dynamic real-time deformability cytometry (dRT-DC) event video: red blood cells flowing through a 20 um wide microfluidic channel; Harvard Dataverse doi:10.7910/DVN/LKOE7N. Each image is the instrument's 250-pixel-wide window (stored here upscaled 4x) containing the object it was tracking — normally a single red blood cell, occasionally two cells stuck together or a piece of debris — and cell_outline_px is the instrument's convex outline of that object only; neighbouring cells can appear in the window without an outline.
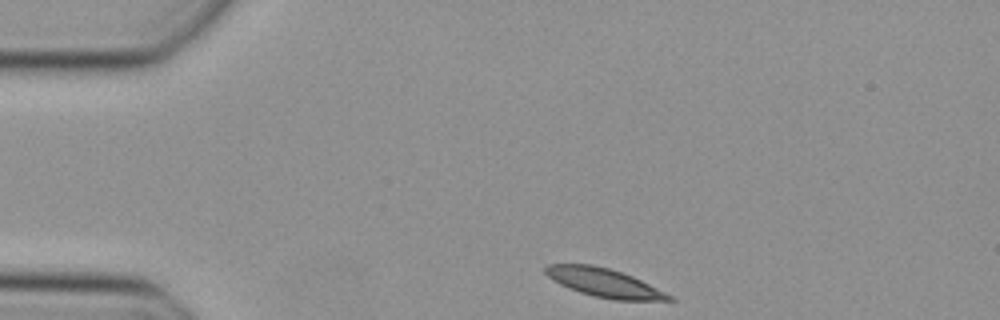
{"species": "Egyptian fruit bat (a non-hibernating species)", "species_latin": "Rousettus aegyptiacus", "temperature_condition": "cold", "stored_images_in_passage": 36, "camera_frame_rate_fps": 3000, "um_per_image_px": 0.085, "animal": {"sex": "female"}, "frame": {"image": 1, "passage_image": 1, "time_ms": 0.0, "image_size_px": [1000, 320], "cell_outline_px": [[676, 300], [612, 300], [580, 292], [568, 288], [552, 280], [544, 272], [544, 268], [548, 264], [592, 264], [608, 268], [632, 276], [672, 296]], "centroid_in_image_um": [51.3, 24.02], "position_along_channel_um": 33.7, "area_um2": 20.29}}
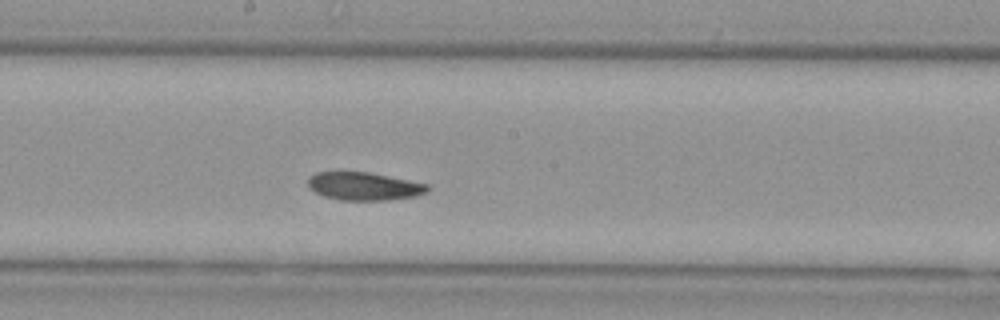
{"frame": {"image": 2, "passage_image": 18, "time_ms": 5.667, "image_size_px": [1000, 320], "cell_outline_px": [[432, 188], [428, 192], [416, 196], [388, 200], [340, 200], [324, 196], [316, 192], [308, 184], [308, 176], [316, 172], [368, 172], [428, 184]], "centroid_in_image_um": [30.98, 15.83], "position_along_channel_um": 217.2, "area_um2": 19.48}}
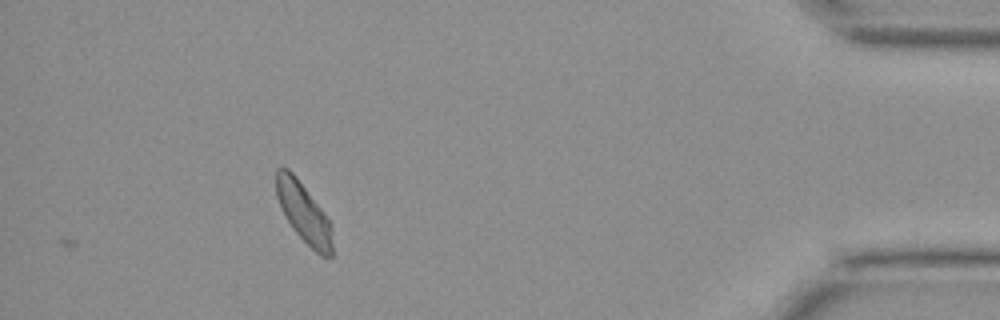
{"frame": {"image": 3, "passage_image": 36, "time_ms": 11.667, "image_size_px": [1000, 320], "cell_outline_px": [[332, 256], [320, 256], [292, 228], [284, 216], [280, 208], [276, 196], [276, 168], [288, 168], [296, 176], [324, 212], [328, 220], [332, 244]], "centroid_in_image_um": [25.77, 18.05], "position_along_channel_um": 409.4, "area_um2": 19.25}}